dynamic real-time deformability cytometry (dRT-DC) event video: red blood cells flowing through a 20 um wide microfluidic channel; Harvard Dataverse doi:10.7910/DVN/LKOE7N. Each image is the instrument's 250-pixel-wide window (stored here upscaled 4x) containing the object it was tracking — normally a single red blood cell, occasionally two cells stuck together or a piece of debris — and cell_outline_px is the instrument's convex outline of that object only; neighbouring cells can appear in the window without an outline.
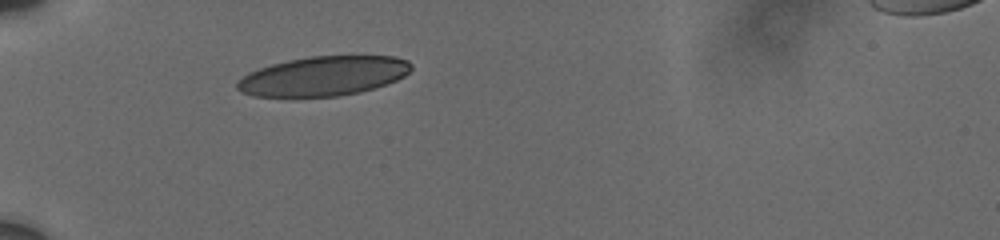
{"species": "human", "species_latin": "Homo sapiens", "temperature_condition": "cold", "stored_images_in_passage": 1, "camera_frame_rate_fps": 3000, "um_per_image_px": 0.085, "donor": {"sex": "male"}, "frame": {"image": 1, "passage_image": 1, "time_ms": 0.0, "image_size_px": [1000, 240], "cell_outline_px": [[412, 68], [404, 76], [396, 80], [376, 88], [360, 92], [340, 96], [252, 96], [240, 92], [236, 88], [236, 84], [248, 72], [272, 64], [288, 60], [312, 56], [392, 56], [408, 60], [412, 64]], "centroid_in_image_um": [27.51, 6.46], "position_along_channel_um": 57.5, "area_um2": 39.94}}